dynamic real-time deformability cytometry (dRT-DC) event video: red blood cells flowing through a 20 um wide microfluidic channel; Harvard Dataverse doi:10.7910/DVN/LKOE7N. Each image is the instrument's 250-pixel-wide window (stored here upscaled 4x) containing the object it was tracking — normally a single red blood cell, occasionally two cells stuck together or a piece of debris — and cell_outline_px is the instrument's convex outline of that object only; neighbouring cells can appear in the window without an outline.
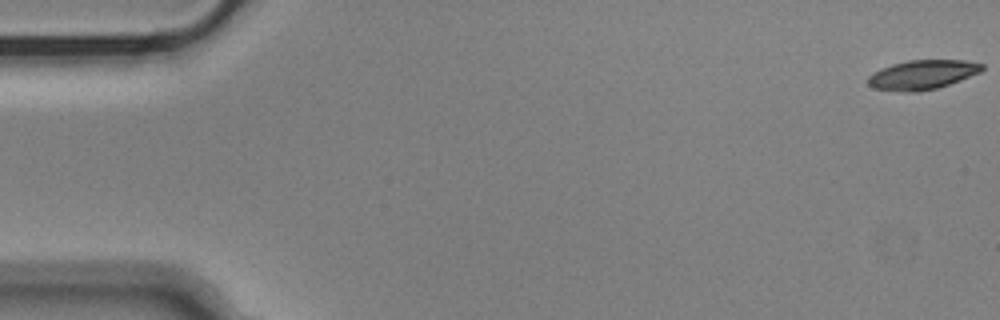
{"species": "Egyptian fruit bat (a non-hibernating species)", "species_latin": "Rousettus aegyptiacus", "temperature_condition": "cold", "stored_images_in_passage": 56, "camera_frame_rate_fps": 3000, "um_per_image_px": 0.085, "animal": {"sex": "male"}, "frame": {"image": 1, "passage_image": 1, "time_ms": 0.0, "image_size_px": [1000, 320], "cell_outline_px": [[984, 68], [980, 72], [960, 80], [936, 88], [916, 92], [904, 92], [872, 88], [868, 84], [868, 76], [880, 68], [892, 64], [908, 60], [964, 60], [984, 64]], "centroid_in_image_um": [78.38, 6.35], "position_along_channel_um": 6.6, "area_um2": 19.48}}
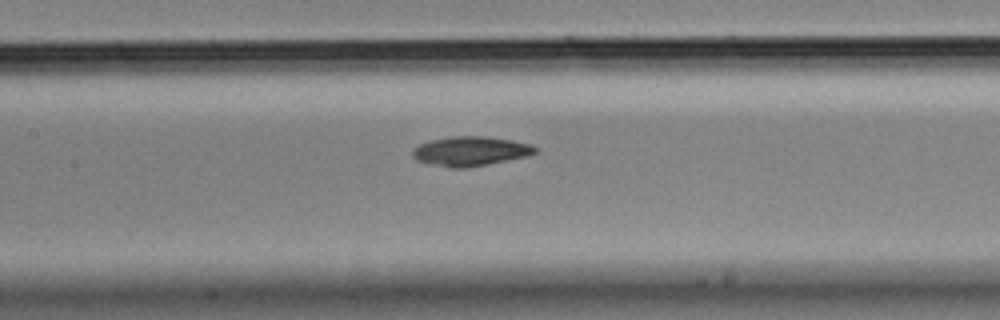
{"frame": {"image": 2, "passage_image": 26, "time_ms": 8.333, "image_size_px": [1000, 320], "cell_outline_px": [[536, 152], [528, 156], [468, 168], [452, 168], [428, 164], [416, 160], [412, 156], [412, 148], [420, 144], [432, 140], [452, 136], [484, 136], [512, 140], [532, 144], [536, 148]], "centroid_in_image_um": [39.97, 12.86], "position_along_channel_um": 167.4, "area_um2": 21.15}}
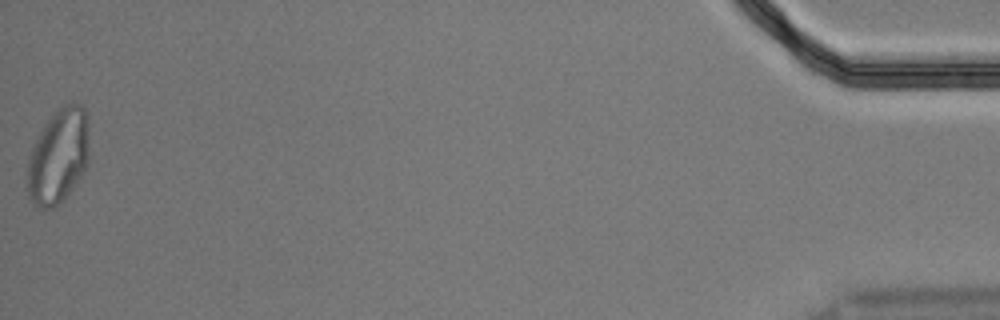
{"frame": {"image": 3, "passage_image": 56, "time_ms": 18.333, "image_size_px": [1000, 320], "cell_outline_px": [[92, 156], [84, 172], [68, 192], [52, 208], [44, 208], [36, 204], [28, 196], [28, 156], [44, 124], [60, 108], [68, 104], [80, 104], [84, 108]], "centroid_in_image_um": [5.0, 13.26], "position_along_channel_um": 430.2, "area_um2": 33.7}}